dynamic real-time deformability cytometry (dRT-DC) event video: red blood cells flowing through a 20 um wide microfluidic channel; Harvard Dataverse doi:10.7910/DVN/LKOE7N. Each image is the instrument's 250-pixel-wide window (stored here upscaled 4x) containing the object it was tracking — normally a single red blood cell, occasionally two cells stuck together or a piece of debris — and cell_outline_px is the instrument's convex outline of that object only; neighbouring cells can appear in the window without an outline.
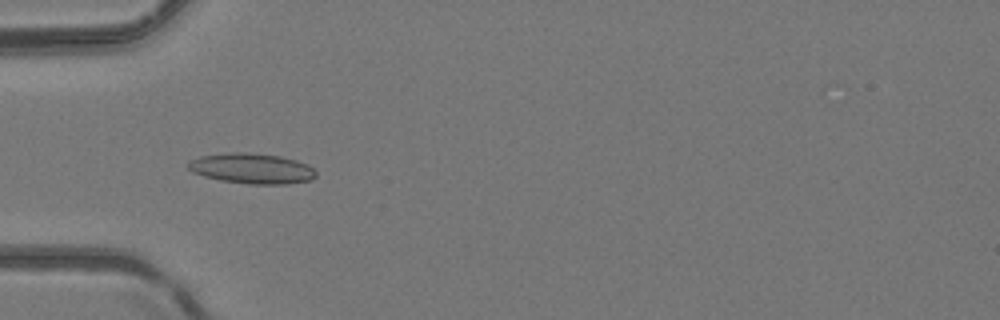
{"species": "common noctule bat (a hibernating species)", "species_latin": "Nyctalus noctula", "temperature_condition": "room temperature", "stored_images_in_passage": 3, "camera_frame_rate_fps": 3000, "um_per_image_px": 0.085, "animal": {"sex": "female", "body_mass_g": 24.6, "forearm_length_mm": 56.2}, "frame": {"image": 1, "passage_image": 2, "time_ms": 1.333, "image_size_px": [1000, 320], "cell_outline_px": [[316, 176], [312, 180], [288, 184], [248, 184], [220, 180], [204, 176], [192, 172], [184, 164], [188, 160], [200, 156], [232, 152], [248, 152], [280, 156], [296, 160], [308, 164], [316, 172]], "centroid_in_image_um": [21.38, 14.32], "position_along_channel_um": 63.6, "area_um2": 22.89}}
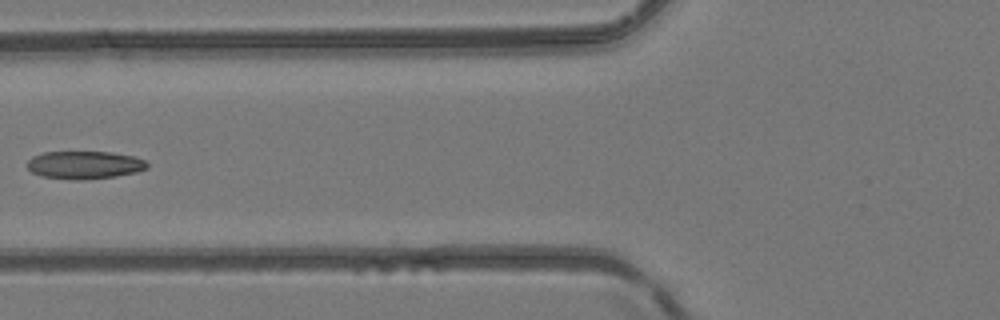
{"frame": {"image": 2, "passage_image": 3, "time_ms": 2.667, "image_size_px": [1000, 320], "cell_outline_px": [[148, 168], [136, 172], [116, 176], [80, 180], [72, 180], [40, 176], [32, 172], [28, 168], [28, 160], [32, 156], [44, 152], [112, 152], [136, 156], [144, 160], [148, 164]], "centroid_in_image_um": [7.19, 14.02], "position_along_channel_um": 118.6, "area_um2": 19.59}}